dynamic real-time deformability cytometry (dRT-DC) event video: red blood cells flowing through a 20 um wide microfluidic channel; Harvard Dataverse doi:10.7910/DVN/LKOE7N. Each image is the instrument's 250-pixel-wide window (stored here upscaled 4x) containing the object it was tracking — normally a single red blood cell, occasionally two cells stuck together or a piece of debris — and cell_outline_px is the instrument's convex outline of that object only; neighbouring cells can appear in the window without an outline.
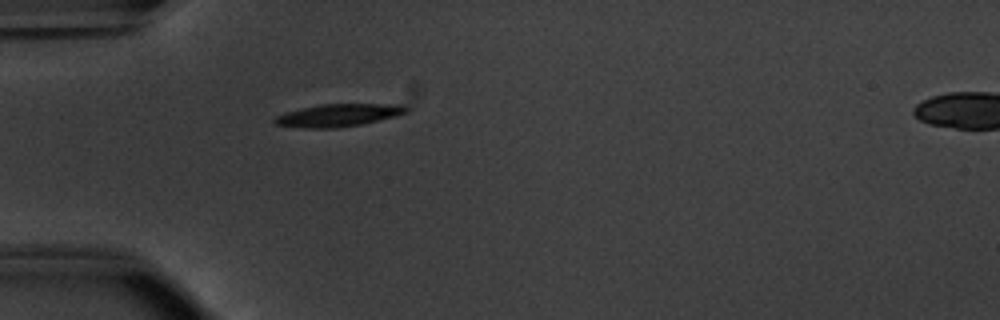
{"species": "common noctule bat (a hibernating species)", "species_latin": "Nyctalus noctula", "temperature_condition": "warm", "stored_images_in_passage": 38, "camera_frame_rate_fps": 3000, "um_per_image_px": 0.085, "animal": {"sex": "male", "body_mass_g": 20.1, "forearm_length_mm": 53.5}, "frame": {"image": 1, "passage_image": 1, "time_ms": 0.0, "image_size_px": [1000, 320], "cell_outline_px": [[408, 112], [360, 124], [336, 128], [304, 128], [276, 124], [272, 120], [276, 116], [284, 112], [320, 104], [400, 104], [408, 108]], "centroid_in_image_um": [28.7, 9.79], "position_along_channel_um": 56.3, "area_um2": 17.05}}
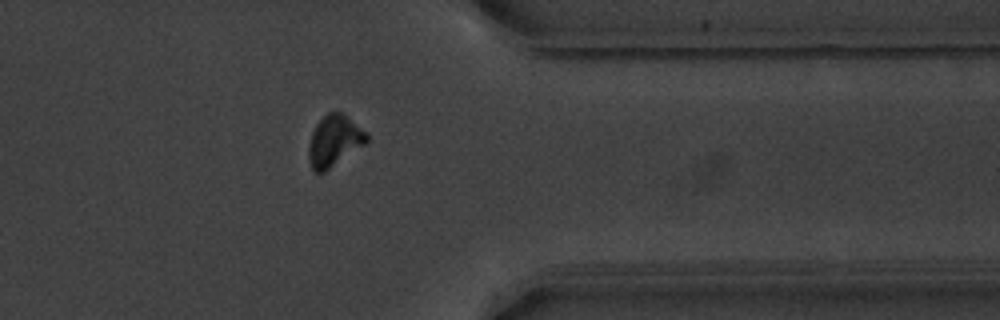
{"frame": {"image": 2, "passage_image": 28, "time_ms": 9.0, "image_size_px": [1000, 320], "cell_outline_px": [[368, 140], [364, 144], [324, 172], [316, 172], [312, 168], [308, 160], [308, 148], [312, 132], [316, 124], [328, 112], [344, 112], [368, 132]], "centroid_in_image_um": [28.42, 11.93], "position_along_channel_um": 383.0, "area_um2": 17.28}}
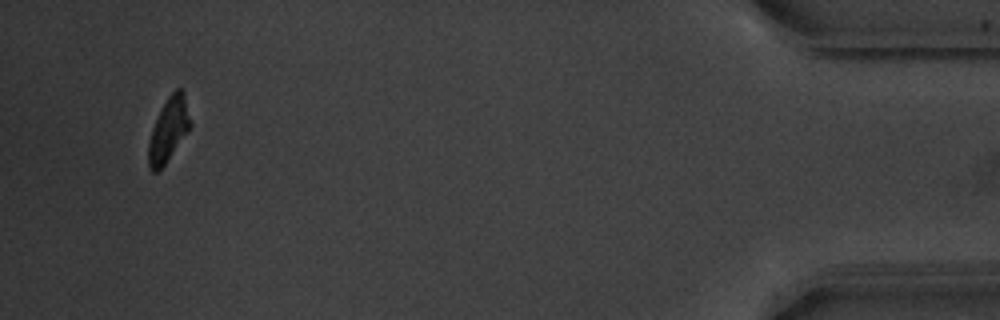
{"frame": {"image": 3, "passage_image": 36, "time_ms": 11.667, "image_size_px": [1000, 320], "cell_outline_px": [[192, 124], [188, 132], [164, 164], [156, 172], [152, 172], [148, 168], [148, 144], [152, 128], [168, 96], [176, 88], [180, 88], [184, 92]], "centroid_in_image_um": [14.34, 11.02], "position_along_channel_um": 420.9, "area_um2": 15.37}, "authors_computed_cell_mechanics": {"area_um2": 17.1955, "velocity_mm_per_s": 3.7976, "shape_relaxation_time_tau1_ms": 3.3732, "shape_relaxation_time_tau2_ms": null, "deformation_change_tau1": 0.1606, "deformation_change_tau2": null}}